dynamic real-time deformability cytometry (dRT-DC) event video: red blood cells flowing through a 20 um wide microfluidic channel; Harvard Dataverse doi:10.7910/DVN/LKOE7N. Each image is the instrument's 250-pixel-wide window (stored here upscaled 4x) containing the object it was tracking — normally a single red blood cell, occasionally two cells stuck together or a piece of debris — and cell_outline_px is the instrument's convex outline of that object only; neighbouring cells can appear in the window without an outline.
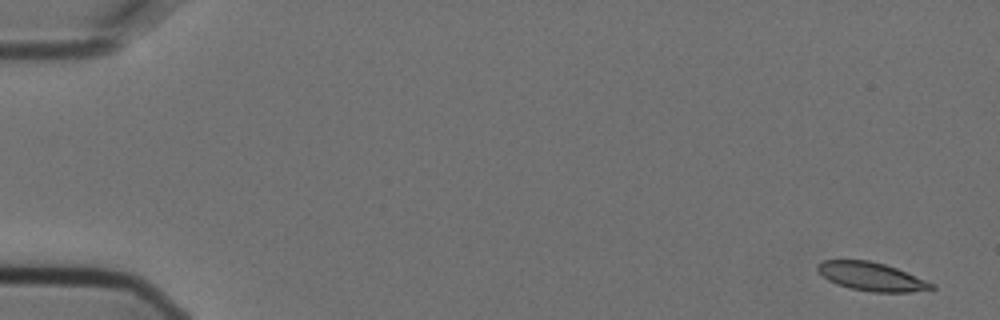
{"species": "Egyptian fruit bat (a non-hibernating species)", "species_latin": "Rousettus aegyptiacus", "temperature_condition": "cold", "stored_images_in_passage": 6, "camera_frame_rate_fps": 3000, "um_per_image_px": 0.085, "animal": {"sex": "female"}, "frame": {"image": 1, "passage_image": 1, "time_ms": 0.0, "image_size_px": [1000, 320], "cell_outline_px": [[936, 288], [912, 292], [872, 292], [848, 288], [836, 284], [828, 280], [816, 268], [816, 264], [824, 260], [868, 260], [884, 264], [896, 268], [936, 284]], "centroid_in_image_um": [74.08, 23.51], "position_along_channel_um": 10.9, "area_um2": 18.9}}
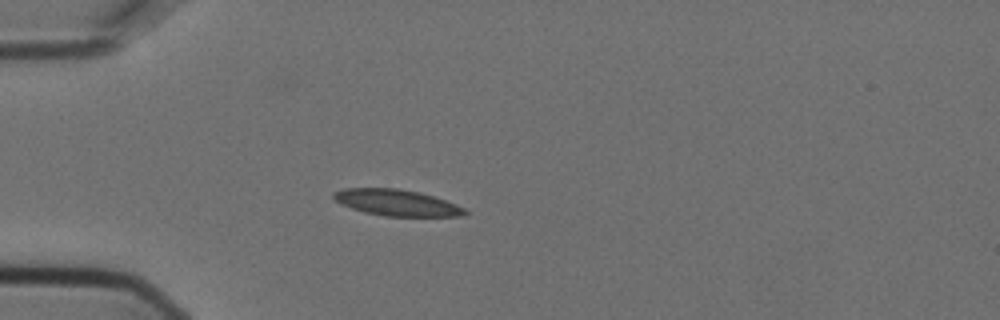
{"frame": {"image": 2, "passage_image": 5, "time_ms": 1.333, "image_size_px": [1000, 320], "cell_outline_px": [[468, 212], [460, 216], [384, 216], [364, 212], [340, 204], [332, 196], [332, 192], [344, 188], [396, 188], [420, 192], [456, 204], [464, 208]], "centroid_in_image_um": [33.68, 17.22], "position_along_channel_um": 51.3, "area_um2": 20.0}}